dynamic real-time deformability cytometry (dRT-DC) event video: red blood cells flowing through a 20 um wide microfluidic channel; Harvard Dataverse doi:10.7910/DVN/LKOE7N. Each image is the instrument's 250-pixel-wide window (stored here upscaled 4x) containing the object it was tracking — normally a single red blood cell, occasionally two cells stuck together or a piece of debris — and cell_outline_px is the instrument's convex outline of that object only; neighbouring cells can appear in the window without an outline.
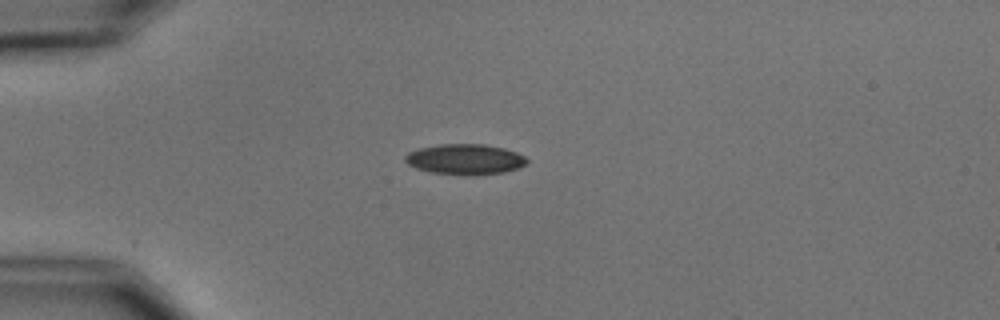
{"species": "common noctule bat (a hibernating species)", "species_latin": "Nyctalus noctula", "temperature_condition": "cold", "stored_images_in_passage": 4, "camera_frame_rate_fps": 3000, "um_per_image_px": 0.085, "animal": {"sex": "male", "body_mass_g": 15.6}, "frame": {"image": 1, "passage_image": 3, "time_ms": 2.333, "image_size_px": [1000, 320], "cell_outline_px": [[528, 164], [520, 168], [504, 172], [472, 176], [464, 176], [432, 172], [416, 168], [408, 164], [404, 160], [404, 156], [408, 152], [416, 148], [440, 144], [484, 144], [504, 148], [516, 152], [524, 156], [528, 160]], "centroid_in_image_um": [39.53, 13.55], "position_along_channel_um": 45.5, "area_um2": 22.02}}